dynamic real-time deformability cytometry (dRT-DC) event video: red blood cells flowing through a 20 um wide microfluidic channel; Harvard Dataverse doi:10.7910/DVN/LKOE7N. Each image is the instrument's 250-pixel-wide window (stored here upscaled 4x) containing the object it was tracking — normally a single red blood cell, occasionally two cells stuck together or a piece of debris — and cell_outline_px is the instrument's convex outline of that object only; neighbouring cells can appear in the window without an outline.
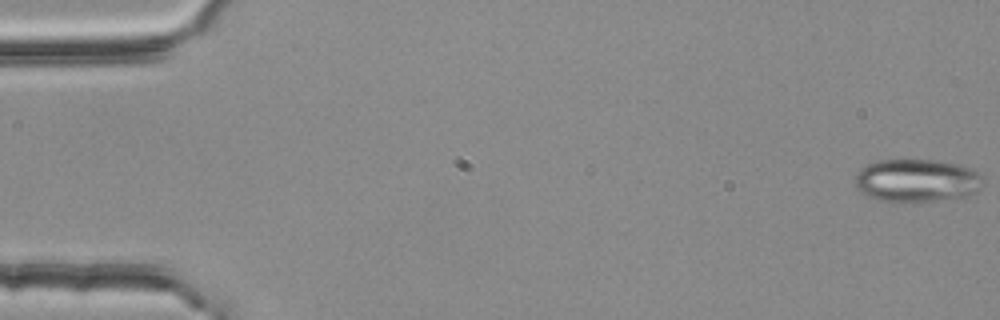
{"species": "common noctule bat (a hibernating species)", "species_latin": "Nyctalus noctula", "temperature_condition": "room temperature", "stored_images_in_passage": 55, "camera_frame_rate_fps": 3000, "um_per_image_px": 0.085, "animal": {"sex": "female", "body_mass_g": 25.1}, "frame": {"image": 1, "passage_image": 1, "time_ms": 0.0, "image_size_px": [1000, 320], "cell_outline_px": [[984, 184], [976, 192], [964, 196], [912, 204], [880, 200], [868, 196], [860, 192], [856, 184], [856, 176], [860, 168], [876, 160], [900, 156], [936, 160], [956, 164], [968, 168], [976, 172], [984, 180]], "centroid_in_image_um": [77.88, 15.32], "position_along_channel_um": 7.1, "area_um2": 33.12}}
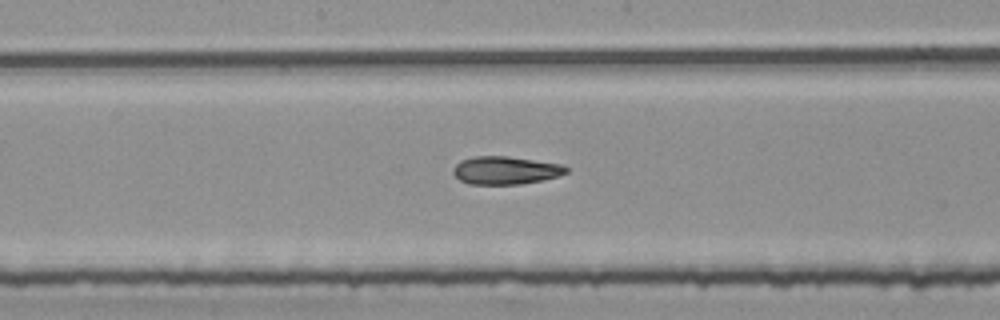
{"frame": {"image": 2, "passage_image": 29, "time_ms": 9.333, "image_size_px": [1000, 320], "cell_outline_px": [[568, 172], [560, 176], [520, 184], [468, 184], [460, 180], [452, 172], [456, 164], [460, 160], [476, 156], [508, 156], [560, 164], [568, 168]], "centroid_in_image_um": [42.96, 14.48], "position_along_channel_um": 205.2, "area_um2": 18.32}}
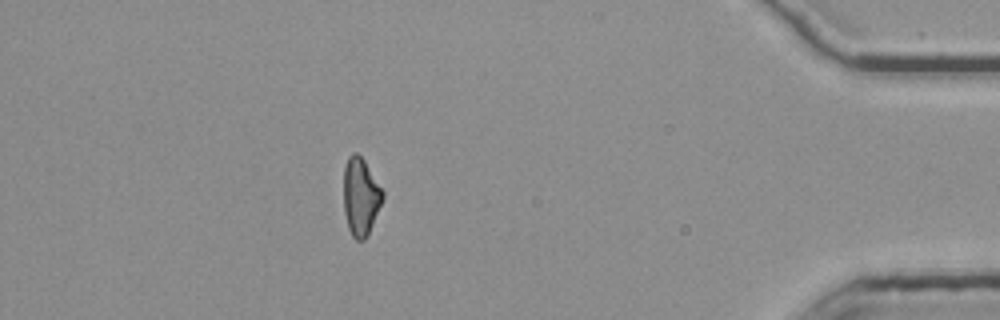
{"frame": {"image": 3, "passage_image": 49, "time_ms": 16.0, "image_size_px": [1000, 320], "cell_outline_px": [[384, 196], [368, 236], [364, 240], [356, 240], [352, 236], [348, 228], [344, 212], [344, 168], [348, 156], [352, 152], [356, 152], [364, 160], [384, 192]], "centroid_in_image_um": [30.65, 16.72], "position_along_channel_um": 404.6, "area_um2": 17.69}, "authors_computed_cell_mechanics": {"area_um2": 18.6116, "velocity_mm_per_s": 3.7576, "shape_relaxation_time_tau1_ms": null, "shape_relaxation_time_tau2_ms": 4.3817, "deformation_change_tau1": null, "deformation_change_tau2": 0.1221}}